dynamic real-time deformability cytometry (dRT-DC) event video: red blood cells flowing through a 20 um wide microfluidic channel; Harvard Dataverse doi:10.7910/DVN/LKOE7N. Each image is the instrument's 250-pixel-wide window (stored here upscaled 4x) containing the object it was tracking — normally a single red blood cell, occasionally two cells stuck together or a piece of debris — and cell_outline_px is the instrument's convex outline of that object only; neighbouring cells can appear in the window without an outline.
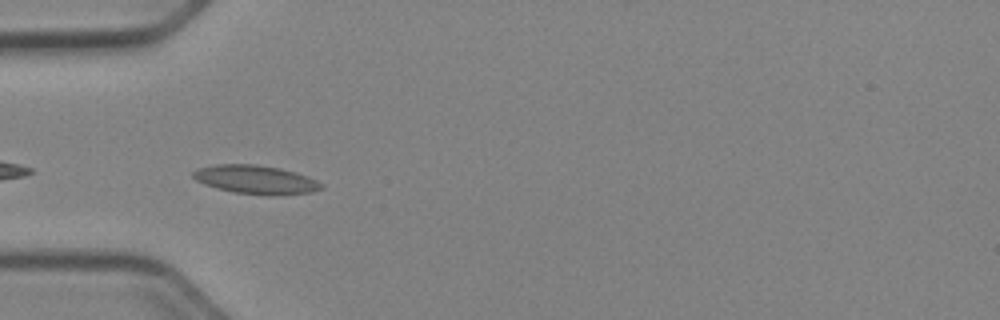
{"species": "Egyptian fruit bat (a non-hibernating species)", "species_latin": "Rousettus aegyptiacus", "temperature_condition": "cold", "stored_images_in_passage": 9, "camera_frame_rate_fps": 3000, "um_per_image_px": 0.085, "animal": {"sex": "female"}, "frame": {"image": 1, "passage_image": 2, "time_ms": 0.333, "image_size_px": [1000, 320], "cell_outline_px": [[324, 188], [312, 192], [272, 196], [268, 196], [232, 192], [216, 188], [204, 184], [196, 180], [192, 176], [192, 172], [196, 168], [216, 164], [256, 164], [280, 168], [296, 172], [308, 176], [324, 184]], "centroid_in_image_um": [21.75, 15.27], "position_along_channel_um": 63.3, "area_um2": 21.79}}